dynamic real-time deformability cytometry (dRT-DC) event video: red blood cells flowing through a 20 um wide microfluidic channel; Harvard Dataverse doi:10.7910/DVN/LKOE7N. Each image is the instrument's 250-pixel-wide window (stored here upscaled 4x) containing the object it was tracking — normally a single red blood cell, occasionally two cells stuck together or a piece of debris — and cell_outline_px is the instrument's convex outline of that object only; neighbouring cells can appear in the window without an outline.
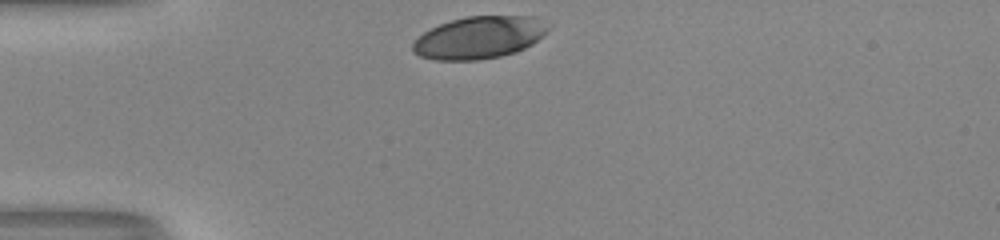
{"species": "human", "species_latin": "Homo sapiens", "temperature_condition": "room temperature", "stored_images_in_passage": 29, "camera_frame_rate_fps": 3000, "um_per_image_px": 0.085, "donor": {"sex": "male"}, "frame": {"image": 1, "passage_image": 1, "time_ms": 0.0, "image_size_px": [1000, 240], "cell_outline_px": [[548, 28], [532, 44], [516, 52], [500, 56], [476, 60], [436, 60], [420, 56], [412, 52], [412, 44], [424, 32], [440, 24], [452, 20], [468, 16], [536, 16]], "centroid_in_image_um": [40.69, 3.19], "position_along_channel_um": 44.3, "area_um2": 32.89}}
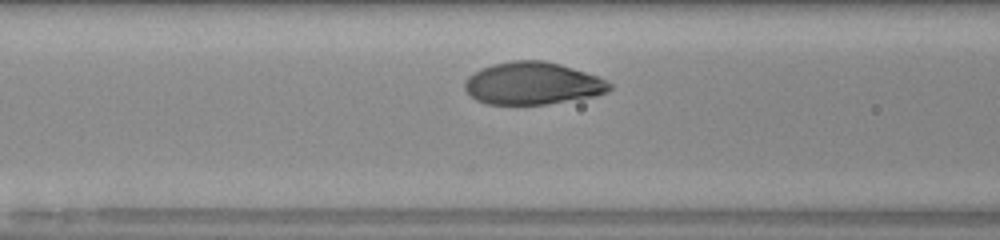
{"frame": {"image": 2, "passage_image": 9, "time_ms": 2.667, "image_size_px": [1000, 240], "cell_outline_px": [[612, 88], [608, 92], [596, 96], [548, 104], [488, 104], [476, 100], [464, 88], [464, 80], [468, 76], [480, 68], [492, 64], [512, 60], [544, 60], [560, 64], [596, 76], [612, 84]], "centroid_in_image_um": [45.25, 7.08], "position_along_channel_um": 121.3, "area_um2": 35.84}}
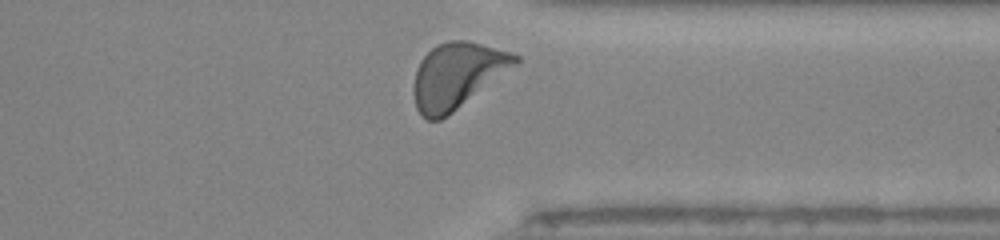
{"frame": {"image": 3, "passage_image": 28, "time_ms": 9.0, "image_size_px": [1000, 240], "cell_outline_px": [[520, 60], [516, 64], [452, 112], [440, 120], [428, 120], [420, 116], [416, 108], [412, 88], [416, 68], [420, 60], [436, 44], [448, 40], [468, 40], [512, 52], [520, 56]], "centroid_in_image_um": [38.8, 6.4], "position_along_channel_um": 372.6, "area_um2": 38.55}, "authors_computed_cell_mechanics": {"area_um2": 35.836, "velocity_mm_per_s": 3.9949, "shape_relaxation_time_tau1_ms": 2.1476, "shape_relaxation_time_tau2_ms": null, "deformation_change_tau1": 0.1491, "deformation_change_tau2": null}}